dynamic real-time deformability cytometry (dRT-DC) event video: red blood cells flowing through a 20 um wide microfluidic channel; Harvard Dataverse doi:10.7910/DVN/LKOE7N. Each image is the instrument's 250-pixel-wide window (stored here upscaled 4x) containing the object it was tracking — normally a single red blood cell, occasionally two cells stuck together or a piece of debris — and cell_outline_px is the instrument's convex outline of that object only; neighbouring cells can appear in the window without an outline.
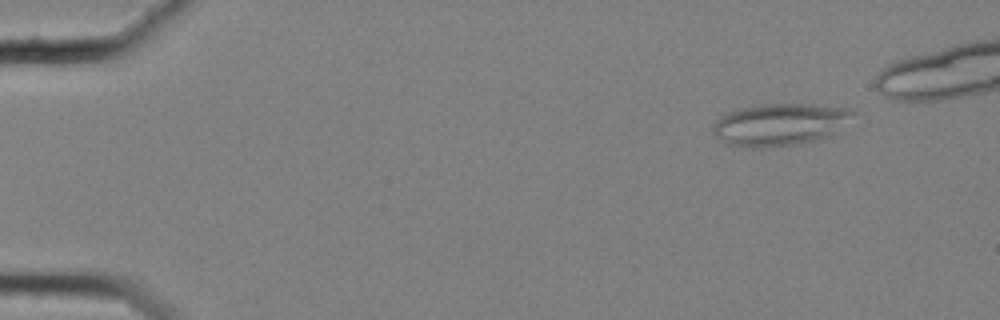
{"species": "common noctule bat (a hibernating species)", "species_latin": "Nyctalus noctula", "temperature_condition": "cold", "stored_images_in_passage": 32, "camera_frame_rate_fps": 3000, "um_per_image_px": 0.085, "animal": {"sex": "female", "body_mass_g": 25.1}, "frame": {"image": 1, "passage_image": 4, "time_ms": 1.0, "image_size_px": [1000, 320], "cell_outline_px": [[852, 112], [824, 136], [816, 140], [796, 144], [760, 148], [752, 148], [724, 144], [712, 132], [712, 128], [716, 120], [728, 112], [740, 108], [760, 104], [816, 104], [848, 108]], "centroid_in_image_um": [66.08, 10.58], "position_along_channel_um": 18.9, "area_um2": 33.35}}
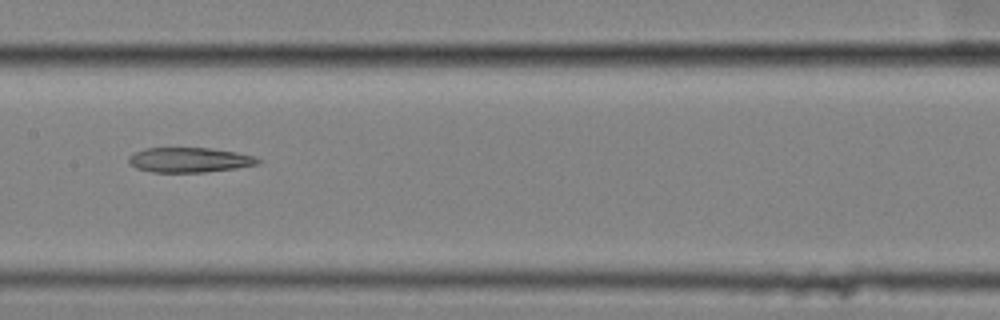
{"frame": {"image": 2, "passage_image": 28, "time_ms": 9.0, "image_size_px": [1000, 320], "cell_outline_px": [[264, 160], [260, 164], [236, 168], [204, 172], [152, 172], [136, 168], [128, 164], [128, 156], [144, 148], [208, 148], [236, 152], [256, 156]], "centroid_in_image_um": [16.13, 13.59], "position_along_channel_um": 191.3, "area_um2": 18.9}}
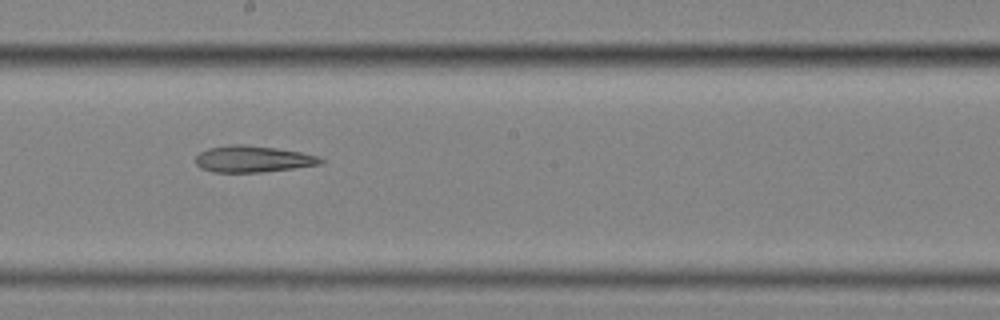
{"frame": {"image": 3, "passage_image": 31, "time_ms": 10.0, "image_size_px": [1000, 320], "cell_outline_px": [[324, 160], [320, 164], [264, 172], [212, 172], [200, 168], [196, 164], [196, 156], [200, 152], [208, 148], [232, 144], [244, 144], [276, 148], [300, 152], [316, 156]], "centroid_in_image_um": [21.44, 13.51], "position_along_channel_um": 226.8, "area_um2": 19.19}}